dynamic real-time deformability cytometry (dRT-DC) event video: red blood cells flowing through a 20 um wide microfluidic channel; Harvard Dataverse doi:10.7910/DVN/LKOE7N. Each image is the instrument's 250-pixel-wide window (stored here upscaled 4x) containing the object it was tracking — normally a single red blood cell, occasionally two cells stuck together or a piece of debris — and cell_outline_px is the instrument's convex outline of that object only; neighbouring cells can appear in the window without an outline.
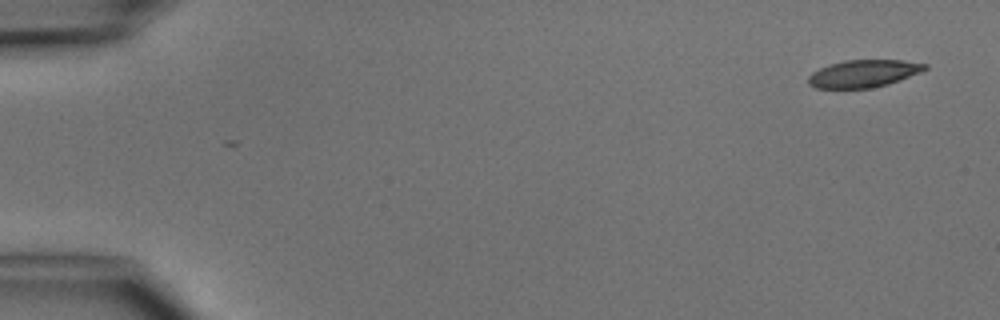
{"species": "common noctule bat (a hibernating species)", "species_latin": "Nyctalus noctula", "temperature_condition": "cold", "stored_images_in_passage": 4, "camera_frame_rate_fps": 3000, "um_per_image_px": 0.085, "animal": {"sex": "male", "body_mass_g": 15.6}, "frame": {"image": 1, "passage_image": 1, "time_ms": 0.0, "image_size_px": [1000, 320], "cell_outline_px": [[928, 68], [920, 72], [888, 84], [872, 88], [816, 88], [808, 84], [808, 76], [812, 72], [828, 64], [844, 60], [904, 60], [928, 64]], "centroid_in_image_um": [73.39, 6.24], "position_along_channel_um": 11.6, "area_um2": 18.67}}
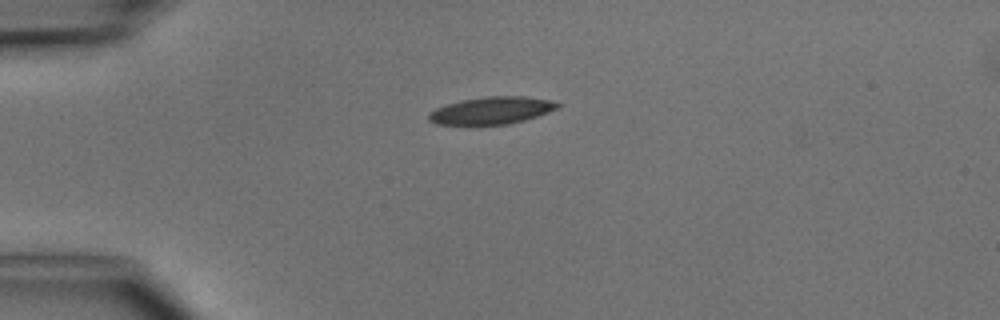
{"frame": {"image": 2, "passage_image": 4, "time_ms": 3.333, "image_size_px": [1000, 320], "cell_outline_px": [[560, 108], [524, 120], [508, 124], [476, 128], [436, 124], [428, 120], [428, 112], [436, 108], [460, 100], [488, 96], [524, 96], [552, 100], [560, 104]], "centroid_in_image_um": [41.72, 9.44], "position_along_channel_um": 43.3, "area_um2": 21.44}}